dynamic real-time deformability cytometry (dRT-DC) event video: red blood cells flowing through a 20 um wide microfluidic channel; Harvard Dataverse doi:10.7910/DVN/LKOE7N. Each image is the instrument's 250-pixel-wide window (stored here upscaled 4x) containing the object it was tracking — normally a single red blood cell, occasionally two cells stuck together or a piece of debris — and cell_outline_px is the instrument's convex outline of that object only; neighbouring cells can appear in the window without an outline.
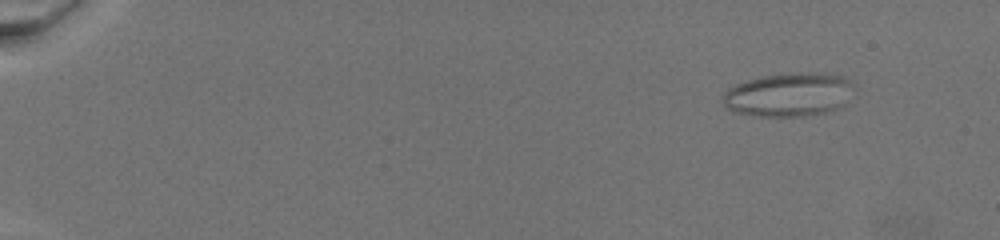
{"species": "common noctule bat (a hibernating species)", "species_latin": "Nyctalus noctula", "temperature_condition": "warm", "stored_images_in_passage": 74, "camera_frame_rate_fps": 3000, "um_per_image_px": 0.085, "animal": {"sex": "female", "body_mass_g": 19.5, "forearm_length_mm": 54.1}, "frame": {"image": 1, "passage_image": 9, "time_ms": 2.667, "image_size_px": [1000, 240], "cell_outline_px": [[852, 84], [832, 108], [824, 112], [796, 116], [760, 116], [736, 112], [728, 108], [724, 100], [724, 92], [728, 88], [736, 84], [760, 76], [800, 72], [824, 72], [844, 76]], "centroid_in_image_um": [66.91, 8.0], "position_along_channel_um": 18.1, "area_um2": 31.96}}
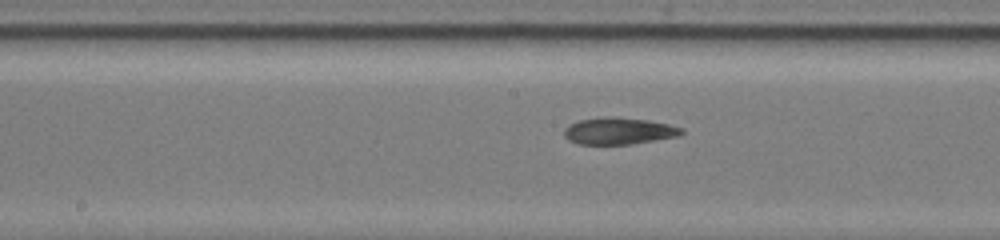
{"frame": {"image": 2, "passage_image": 43, "time_ms": 14.0, "image_size_px": [1000, 240], "cell_outline_px": [[684, 132], [676, 136], [632, 144], [580, 144], [568, 140], [564, 136], [564, 128], [568, 124], [580, 120], [600, 116], [612, 116], [648, 120], [668, 124], [684, 128]], "centroid_in_image_um": [52.56, 11.12], "position_along_channel_um": 195.6, "area_um2": 18.44}}
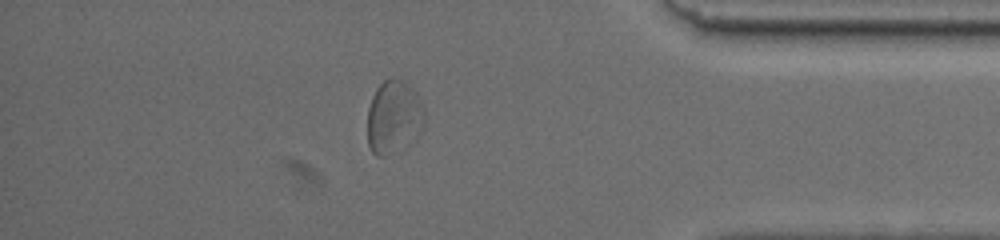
{"frame": {"image": 3, "passage_image": 66, "time_ms": 21.667, "image_size_px": [1000, 240], "cell_outline_px": [[424, 124], [416, 140], [384, 156], [376, 156], [372, 152], [368, 144], [368, 108], [372, 96], [376, 88], [384, 80], [392, 76], [400, 80], [412, 88], [416, 92], [420, 100], [424, 112]], "centroid_in_image_um": [33.47, 9.94], "position_along_channel_um": 401.7, "area_um2": 24.39}}